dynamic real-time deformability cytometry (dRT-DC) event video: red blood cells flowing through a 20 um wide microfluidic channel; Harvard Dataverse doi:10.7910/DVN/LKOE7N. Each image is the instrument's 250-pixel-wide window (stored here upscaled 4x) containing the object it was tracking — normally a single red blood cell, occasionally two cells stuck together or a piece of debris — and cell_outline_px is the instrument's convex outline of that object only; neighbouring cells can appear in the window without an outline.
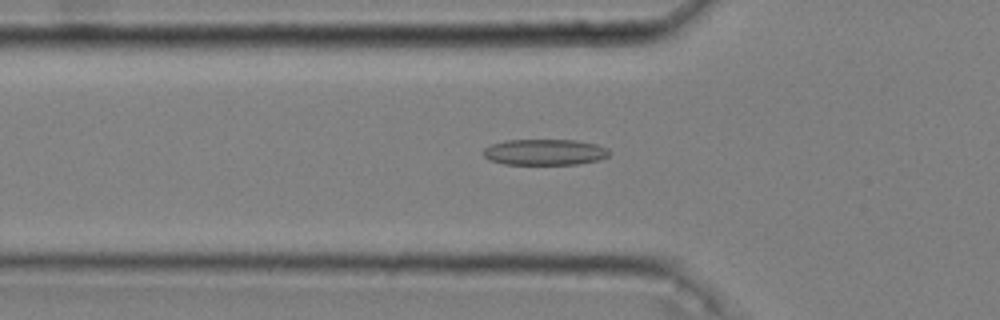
{"species": "common noctule bat (a hibernating species)", "species_latin": "Nyctalus noctula", "temperature_condition": "cold", "stored_images_in_passage": 49, "camera_frame_rate_fps": 3000, "um_per_image_px": 0.085, "animal": {"sex": "male", "body_mass_g": 20.4}, "frame": {"image": 1, "passage_image": 15, "time_ms": 4.667, "image_size_px": [1000, 320], "cell_outline_px": [[612, 152], [608, 156], [600, 160], [576, 164], [504, 164], [488, 160], [484, 156], [484, 148], [492, 144], [504, 140], [576, 140], [596, 144], [608, 148]], "centroid_in_image_um": [46.32, 12.93], "position_along_channel_um": 79.5, "area_um2": 19.19}}
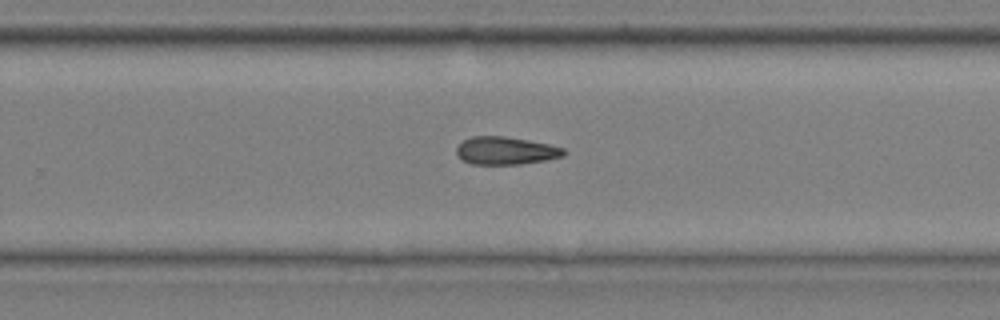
{"frame": {"image": 2, "passage_image": 32, "time_ms": 10.333, "image_size_px": [1000, 320], "cell_outline_px": [[568, 152], [564, 156], [548, 160], [520, 164], [472, 164], [464, 160], [456, 152], [456, 148], [464, 140], [472, 136], [504, 136], [528, 140], [548, 144], [564, 148]], "centroid_in_image_um": [43.04, 12.81], "position_along_channel_um": 286.8, "area_um2": 17.34}}
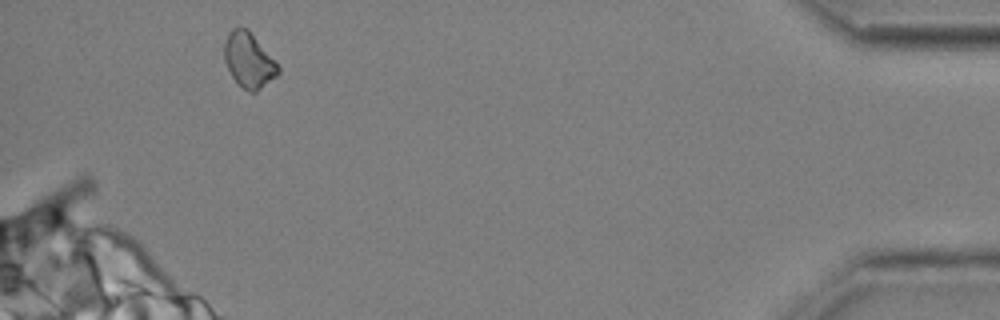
{"frame": {"image": 3, "passage_image": 47, "time_ms": 15.333, "image_size_px": [1000, 320], "cell_outline_px": [[280, 72], [276, 76], [256, 92], [248, 92], [232, 76], [224, 60], [224, 40], [228, 32], [232, 28], [248, 28], [280, 68]], "centroid_in_image_um": [21.13, 5.1], "position_along_channel_um": 414.1, "area_um2": 16.99}}